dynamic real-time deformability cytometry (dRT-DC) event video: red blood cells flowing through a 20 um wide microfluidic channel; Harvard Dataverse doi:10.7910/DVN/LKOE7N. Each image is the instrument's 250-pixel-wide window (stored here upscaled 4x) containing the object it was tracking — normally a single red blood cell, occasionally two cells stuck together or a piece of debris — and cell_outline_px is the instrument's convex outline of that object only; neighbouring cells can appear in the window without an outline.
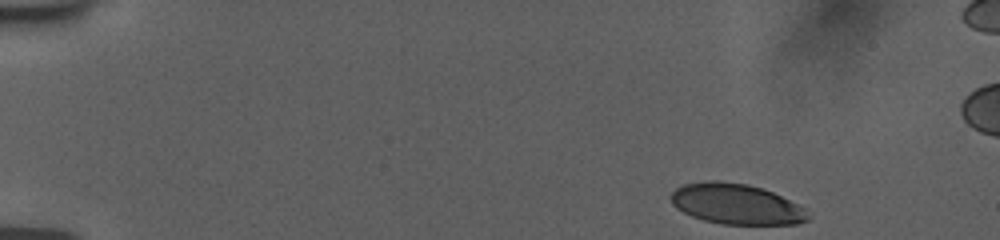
{"species": "human", "species_latin": "Homo sapiens", "temperature_condition": "room temperature", "stored_images_in_passage": 49, "camera_frame_rate_fps": 3000, "um_per_image_px": 0.085, "donor": {"sex": "female"}, "frame": {"image": 1, "passage_image": 1, "time_ms": 0.0, "image_size_px": [1000, 240], "cell_outline_px": [[808, 220], [796, 224], [724, 224], [704, 220], [692, 216], [676, 208], [672, 204], [668, 196], [676, 188], [684, 184], [708, 180], [716, 180], [748, 184], [772, 192], [804, 208], [808, 216]], "centroid_in_image_um": [62.52, 17.33], "position_along_channel_um": 22.5, "area_um2": 32.14}}
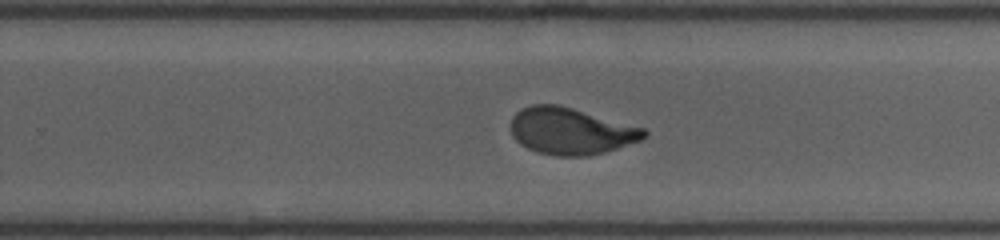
{"frame": {"image": 2, "passage_image": 31, "time_ms": 10.0, "image_size_px": [1000, 240], "cell_outline_px": [[648, 136], [640, 140], [604, 152], [588, 156], [556, 156], [536, 152], [520, 144], [512, 136], [508, 128], [512, 116], [516, 112], [532, 104], [556, 104], [572, 108], [644, 128], [648, 132]], "centroid_in_image_um": [48.47, 11.15], "position_along_channel_um": 281.3, "area_um2": 36.36}}
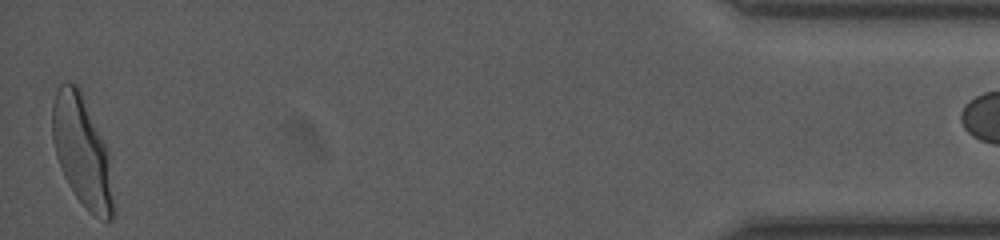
{"frame": {"image": 3, "passage_image": 49, "time_ms": 16.0, "image_size_px": [1000, 240], "cell_outline_px": [[116, 208], [112, 220], [104, 220], [88, 212], [76, 196], [68, 184], [64, 176], [56, 156], [52, 136], [52, 104], [56, 88], [60, 84], [76, 84], [80, 88], [108, 152]], "centroid_in_image_um": [6.99, 12.92], "position_along_channel_um": 428.2, "area_um2": 39.42}, "authors_computed_cell_mechanics": {"area_um2": 36.703, "velocity_mm_per_s": 3.759, "shape_relaxation_time_tau1_ms": 4.4315, "shape_relaxation_time_tau2_ms": 0.8441, "deformation_change_tau1": 0.203, "deformation_change_tau2": 0.0669}}